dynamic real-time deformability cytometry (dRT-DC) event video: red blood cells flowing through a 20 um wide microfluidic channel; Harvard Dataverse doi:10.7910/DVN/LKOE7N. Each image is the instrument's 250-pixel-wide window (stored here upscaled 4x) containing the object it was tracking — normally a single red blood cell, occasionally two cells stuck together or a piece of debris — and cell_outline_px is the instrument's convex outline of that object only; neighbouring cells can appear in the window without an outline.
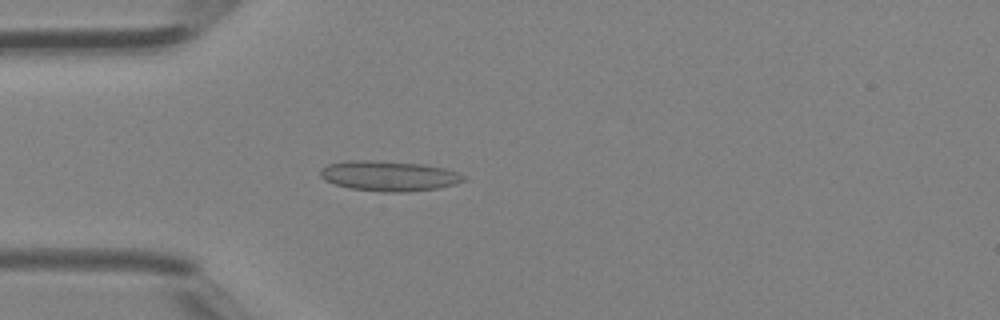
{"species": "Egyptian fruit bat (a non-hibernating species)", "species_latin": "Rousettus aegyptiacus", "temperature_condition": "room temperature", "stored_images_in_passage": 42, "camera_frame_rate_fps": 3000, "um_per_image_px": 0.085, "animal": {"sex": "female"}, "frame": {"image": 1, "passage_image": 12, "time_ms": 3.667, "image_size_px": [1000, 320], "cell_outline_px": [[468, 176], [464, 180], [456, 184], [436, 188], [408, 192], [380, 192], [348, 188], [324, 180], [320, 176], [320, 168], [328, 164], [344, 160], [372, 160], [424, 164], [444, 168]], "centroid_in_image_um": [33.03, 14.95], "position_along_channel_um": 52.0, "area_um2": 25.43}}
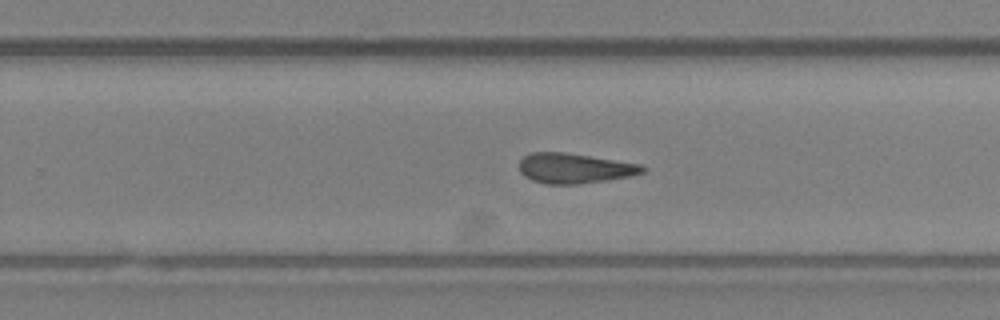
{"frame": {"image": 2, "passage_image": 27, "time_ms": 8.667, "image_size_px": [1000, 320], "cell_outline_px": [[648, 168], [644, 172], [632, 176], [608, 180], [576, 184], [544, 184], [532, 180], [524, 176], [520, 172], [520, 160], [524, 156], [532, 152], [564, 152], [640, 164]], "centroid_in_image_um": [48.84, 14.31], "position_along_channel_um": 281.0, "area_um2": 21.62}}
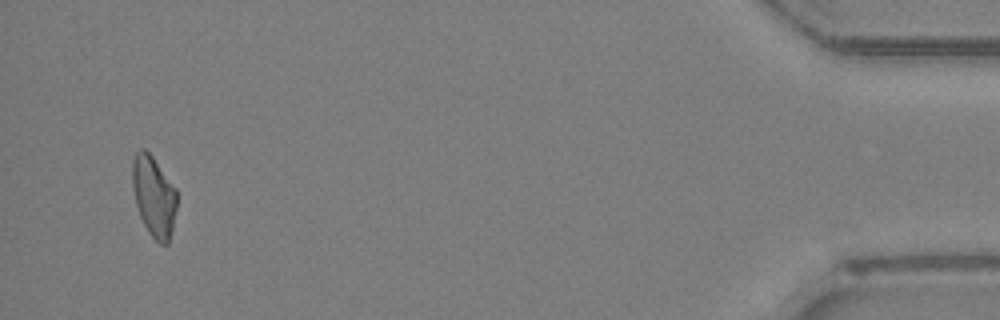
{"frame": {"image": 3, "passage_image": 41, "time_ms": 13.333, "image_size_px": [1000, 320], "cell_outline_px": [[176, 208], [172, 228], [168, 244], [160, 244], [148, 232], [140, 216], [136, 204], [132, 188], [132, 160], [136, 152], [140, 148], [144, 148], [152, 156], [176, 188]], "centroid_in_image_um": [13.06, 16.66], "position_along_channel_um": 422.1, "area_um2": 20.81}}